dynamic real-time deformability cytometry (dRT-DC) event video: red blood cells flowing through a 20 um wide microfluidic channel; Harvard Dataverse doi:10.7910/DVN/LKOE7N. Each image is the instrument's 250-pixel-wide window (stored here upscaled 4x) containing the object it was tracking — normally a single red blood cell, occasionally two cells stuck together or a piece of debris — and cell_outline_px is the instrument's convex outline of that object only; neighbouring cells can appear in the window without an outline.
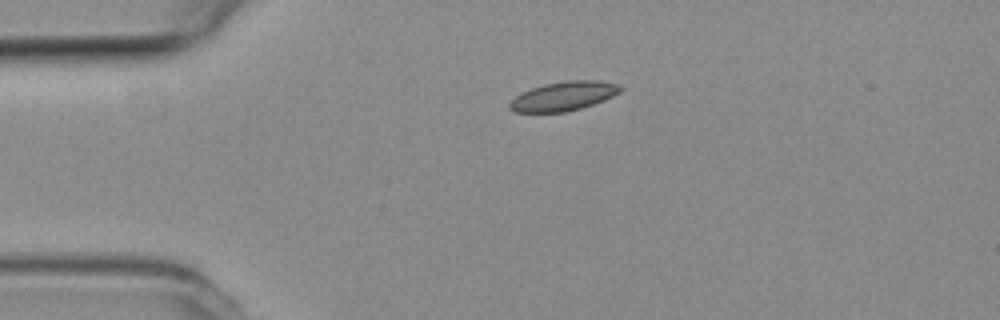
{"species": "common noctule bat (a hibernating species)", "species_latin": "Nyctalus noctula", "temperature_condition": "room temperature", "stored_images_in_passage": 11, "camera_frame_rate_fps": 3000, "um_per_image_px": 0.085, "animal": {"sex": "female", "body_mass_g": 19.3, "forearm_length_mm": 54.1}, "frame": {"image": 1, "passage_image": 1, "time_ms": 0.0, "image_size_px": [1000, 320], "cell_outline_px": [[624, 88], [620, 92], [604, 100], [580, 108], [564, 112], [516, 112], [508, 108], [508, 104], [516, 96], [532, 88], [544, 84], [564, 80], [596, 80], [620, 84]], "centroid_in_image_um": [47.93, 8.16], "position_along_channel_um": 37.1, "area_um2": 18.73}}
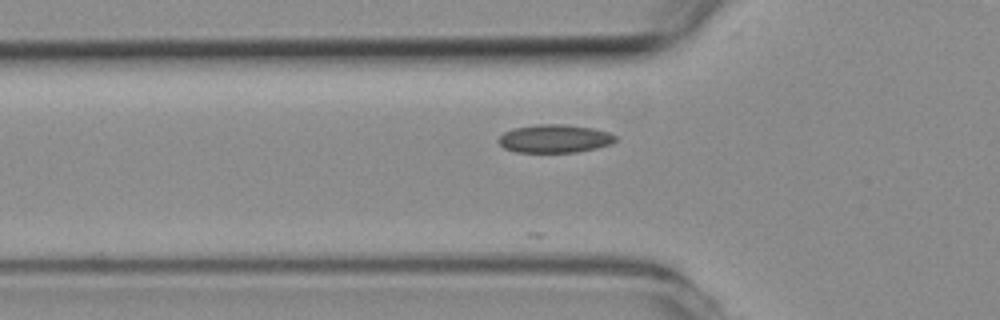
{"frame": {"image": 2, "passage_image": 7, "time_ms": 2.0, "image_size_px": [1000, 320], "cell_outline_px": [[616, 140], [612, 144], [596, 148], [576, 152], [516, 152], [504, 148], [496, 140], [504, 132], [512, 128], [536, 124], [568, 124], [592, 128], [608, 132], [616, 136]], "centroid_in_image_um": [47.13, 11.77], "position_along_channel_um": 78.7, "area_um2": 19.36}}
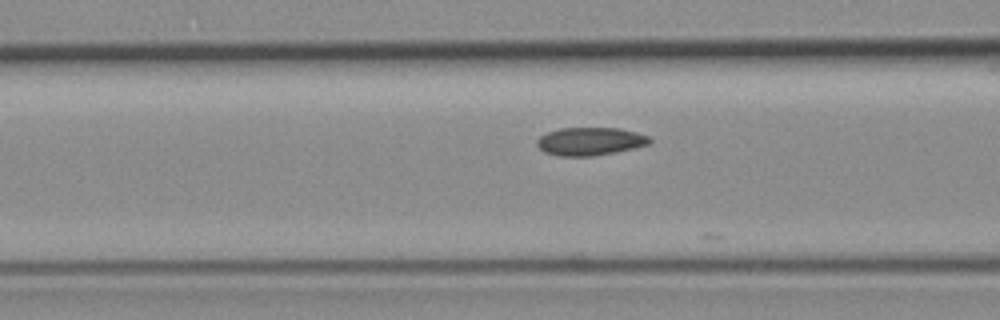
{"frame": {"image": 3, "passage_image": 10, "time_ms": 3.0, "image_size_px": [1000, 320], "cell_outline_px": [[652, 140], [648, 144], [616, 152], [592, 156], [560, 156], [544, 152], [536, 144], [536, 140], [540, 136], [548, 132], [560, 128], [620, 128], [636, 132], [648, 136]], "centroid_in_image_um": [50.14, 12.01], "position_along_channel_um": 116.5, "area_um2": 18.32}}